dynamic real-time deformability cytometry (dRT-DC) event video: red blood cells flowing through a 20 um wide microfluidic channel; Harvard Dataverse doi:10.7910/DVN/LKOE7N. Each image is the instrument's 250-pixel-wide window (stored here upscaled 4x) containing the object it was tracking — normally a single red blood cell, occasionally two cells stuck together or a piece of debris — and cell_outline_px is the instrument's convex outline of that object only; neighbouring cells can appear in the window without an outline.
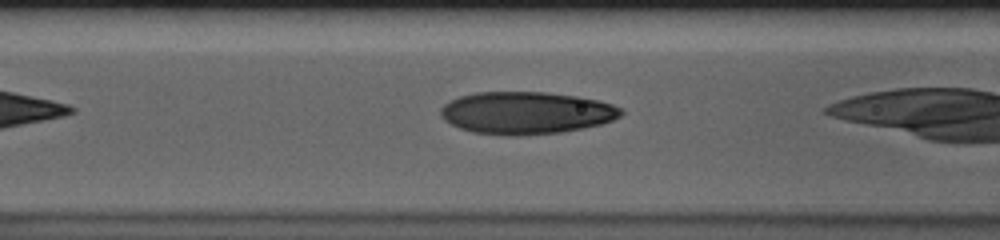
{"species": "human", "species_latin": "Homo sapiens", "temperature_condition": "cold", "stored_images_in_passage": 30, "camera_frame_rate_fps": 3000, "um_per_image_px": 0.085, "donor": {"sex": "male"}, "frame": {"image": 1, "passage_image": 8, "time_ms": 2.333, "image_size_px": [1000, 240], "cell_outline_px": [[624, 112], [620, 116], [612, 120], [600, 124], [584, 128], [560, 132], [516, 136], [508, 136], [472, 132], [460, 128], [444, 120], [440, 116], [440, 108], [444, 104], [460, 96], [476, 92], [544, 92], [576, 96], [596, 100], [612, 104], [620, 108]], "centroid_in_image_um": [44.7, 9.6], "position_along_channel_um": 121.9, "area_um2": 44.45}}
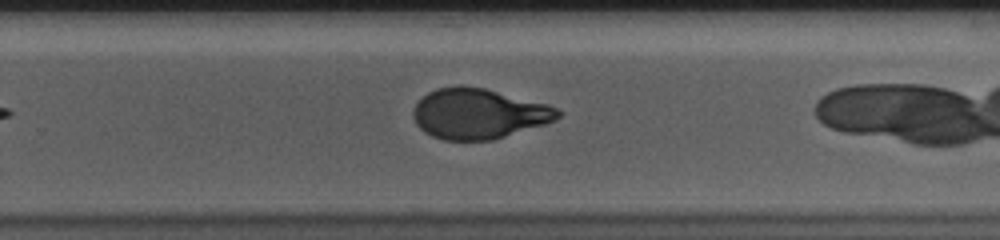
{"frame": {"image": 2, "passage_image": 22, "time_ms": 7.0, "image_size_px": [1000, 240], "cell_outline_px": [[564, 112], [560, 116], [544, 124], [492, 140], [444, 140], [432, 136], [424, 132], [416, 124], [412, 116], [412, 112], [416, 104], [428, 92], [436, 88], [460, 84], [484, 88], [548, 104]], "centroid_in_image_um": [40.65, 9.65], "position_along_channel_um": 289.2, "area_um2": 42.37}}
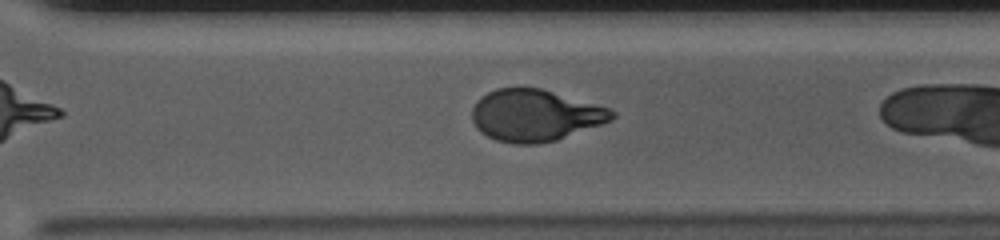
{"frame": {"image": 3, "passage_image": 25, "time_ms": 8.0, "image_size_px": [1000, 240], "cell_outline_px": [[616, 116], [612, 120], [556, 140], [536, 144], [512, 144], [496, 140], [480, 132], [476, 128], [472, 120], [472, 108], [476, 100], [480, 96], [496, 88], [540, 88], [608, 108], [616, 112]], "centroid_in_image_um": [45.43, 9.81], "position_along_channel_um": 325.2, "area_um2": 42.02}}